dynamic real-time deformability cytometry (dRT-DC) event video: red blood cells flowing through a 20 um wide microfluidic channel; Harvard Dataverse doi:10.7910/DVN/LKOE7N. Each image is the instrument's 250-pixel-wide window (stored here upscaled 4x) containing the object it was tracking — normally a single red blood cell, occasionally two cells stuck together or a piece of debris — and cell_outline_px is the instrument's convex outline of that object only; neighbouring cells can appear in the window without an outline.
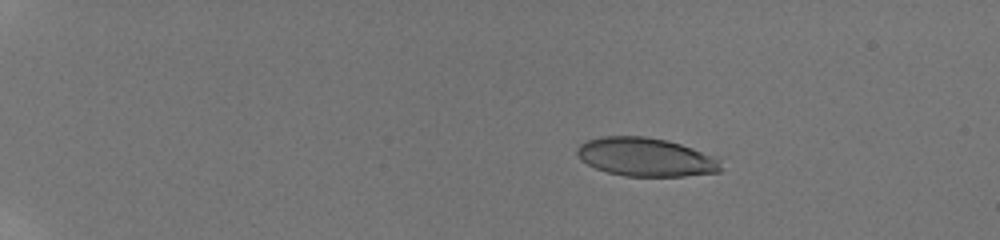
{"species": "human", "species_latin": "Homo sapiens", "temperature_condition": "room temperature", "stored_images_in_passage": 19, "camera_frame_rate_fps": 3000, "um_per_image_px": 0.085, "donor": {"sex": "male"}, "frame": {"image": 1, "passage_image": 3, "time_ms": 1.333, "image_size_px": [1000, 240], "cell_outline_px": [[720, 172], [684, 176], [624, 176], [608, 172], [596, 168], [580, 160], [576, 152], [576, 148], [580, 144], [588, 140], [600, 136], [644, 136], [668, 140], [716, 156], [720, 160]], "centroid_in_image_um": [54.88, 13.35], "position_along_channel_um": 30.1, "area_um2": 32.43}}
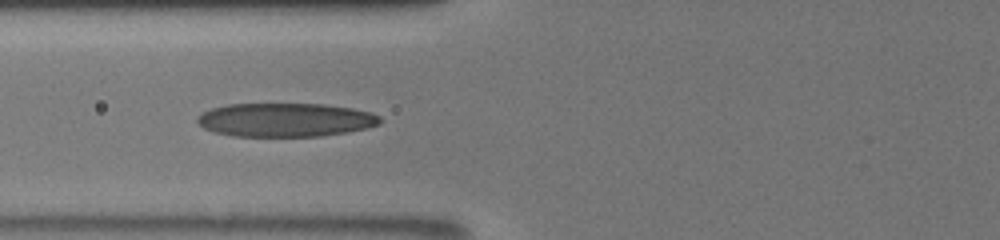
{"frame": {"image": 2, "passage_image": 15, "time_ms": 6.333, "image_size_px": [1000, 240], "cell_outline_px": [[380, 124], [368, 128], [348, 132], [320, 136], [232, 136], [216, 132], [204, 128], [196, 120], [196, 116], [212, 108], [228, 104], [324, 104], [352, 108], [372, 112], [380, 116]], "centroid_in_image_um": [24.29, 10.19], "position_along_channel_um": 101.5, "area_um2": 35.95}}
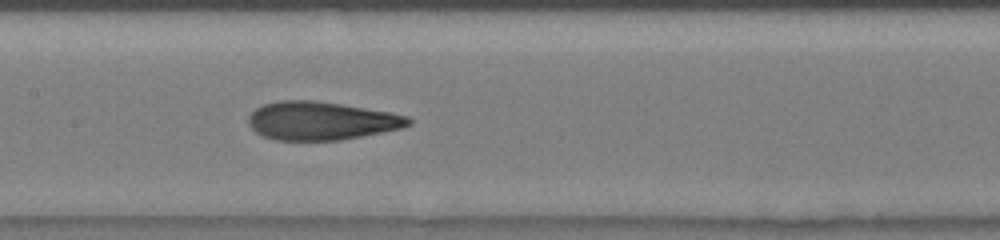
{"frame": {"image": 3, "passage_image": 19, "time_ms": 8.333, "image_size_px": [1000, 240], "cell_outline_px": [[412, 124], [400, 128], [340, 140], [276, 140], [264, 136], [256, 132], [248, 124], [248, 116], [256, 108], [264, 104], [276, 100], [316, 100], [392, 112], [408, 116], [412, 120]], "centroid_in_image_um": [27.29, 10.25], "position_along_channel_um": 180.1, "area_um2": 35.72}}